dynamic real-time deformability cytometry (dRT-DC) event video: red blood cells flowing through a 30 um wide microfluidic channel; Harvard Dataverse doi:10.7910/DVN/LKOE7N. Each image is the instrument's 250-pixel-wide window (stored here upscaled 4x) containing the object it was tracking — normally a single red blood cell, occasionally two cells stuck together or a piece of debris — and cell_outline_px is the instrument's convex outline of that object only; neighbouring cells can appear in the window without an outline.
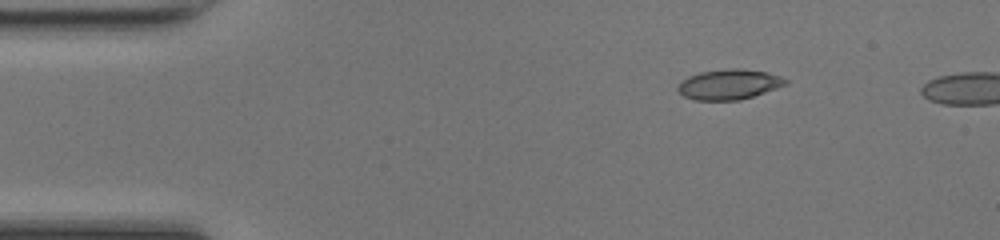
{"species": "common noctule bat (a hibernating species)", "species_latin": "Nyctalus noctula", "temperature_condition": "room temperature", "stored_images_in_passage": 4, "camera_frame_rate_fps": 3000, "um_per_image_px": 0.085, "animal": {"sex": "female", "body_mass_g": 17.0, "forearm_length_mm": 48.0}, "frame": {"image": 1, "passage_image": 1, "time_ms": 0.0, "image_size_px": [1000, 240], "cell_outline_px": [[788, 84], [740, 100], [696, 100], [684, 96], [676, 88], [688, 76], [700, 72], [732, 68], [740, 68], [764, 72], [780, 76], [788, 80]], "centroid_in_image_um": [61.97, 7.17], "position_along_channel_um": 23.0, "area_um2": 18.67}}